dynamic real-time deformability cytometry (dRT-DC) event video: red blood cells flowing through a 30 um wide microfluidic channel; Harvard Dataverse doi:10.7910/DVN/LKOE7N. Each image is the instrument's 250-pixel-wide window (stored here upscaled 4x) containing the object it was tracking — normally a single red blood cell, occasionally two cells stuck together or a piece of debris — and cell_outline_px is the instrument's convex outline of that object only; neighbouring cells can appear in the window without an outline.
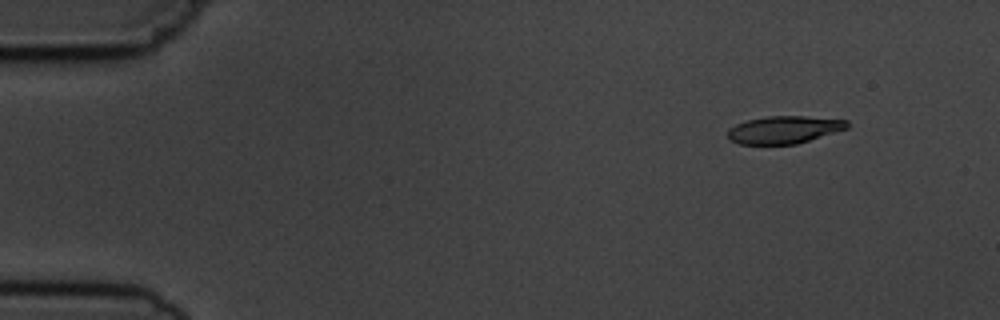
{"species": "common noctule bat (a hibernating species)", "species_latin": "Nyctalus noctula", "temperature_condition": "cold", "stored_images_in_passage": 5, "camera_frame_rate_fps": 3000, "um_per_image_px": 0.085, "animal": {"sex": "male", "body_mass_g": 19.5, "forearm_length_mm": 54.6}, "frame": {"image": 1, "passage_image": 2, "time_ms": 1.0, "image_size_px": [1000, 320], "cell_outline_px": [[848, 128], [796, 144], [740, 144], [732, 140], [728, 136], [728, 128], [736, 124], [748, 120], [768, 116], [804, 116], [848, 120]], "centroid_in_image_um": [66.65, 11.02], "position_along_channel_um": 18.4, "area_um2": 18.96}}